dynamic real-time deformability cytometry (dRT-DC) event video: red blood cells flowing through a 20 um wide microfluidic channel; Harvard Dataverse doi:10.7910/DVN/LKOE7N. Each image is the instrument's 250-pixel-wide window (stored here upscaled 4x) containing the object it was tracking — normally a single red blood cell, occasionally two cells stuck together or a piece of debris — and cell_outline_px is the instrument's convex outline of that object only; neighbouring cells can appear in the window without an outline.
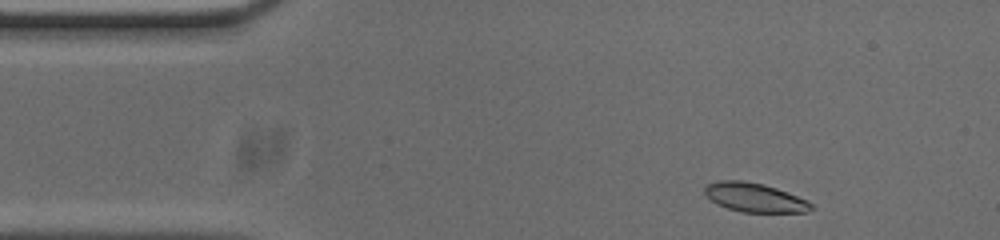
{"species": "common noctule bat (a hibernating species)", "species_latin": "Nyctalus noctula", "temperature_condition": "cold", "stored_images_in_passage": 49, "camera_frame_rate_fps": 3000, "um_per_image_px": 0.085, "animal": {"sex": "male", "body_mass_g": 20.0, "forearm_length_mm": 53.3}, "frame": {"image": 1, "passage_image": 2, "time_ms": 0.333, "image_size_px": [1000, 240], "cell_outline_px": [[812, 208], [804, 212], [740, 212], [716, 204], [704, 192], [704, 188], [708, 184], [720, 180], [744, 180], [764, 184], [776, 188], [808, 200], [812, 204]], "centroid_in_image_um": [64.13, 16.78], "position_along_channel_um": 20.9, "area_um2": 17.92}}
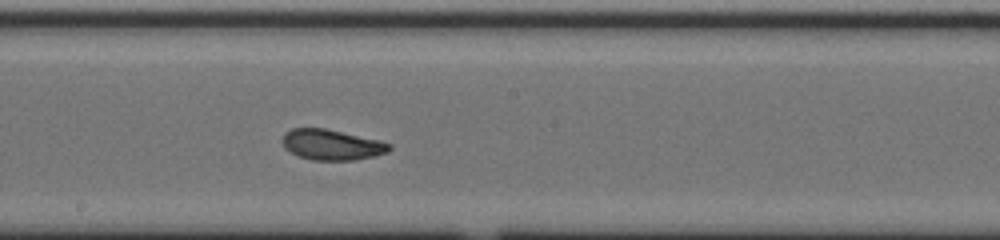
{"frame": {"image": 2, "passage_image": 23, "time_ms": 7.333, "image_size_px": [1000, 240], "cell_outline_px": [[392, 148], [388, 152], [356, 160], [312, 160], [296, 156], [284, 148], [284, 132], [292, 128], [324, 128], [376, 140], [392, 144]], "centroid_in_image_um": [28.17, 12.31], "position_along_channel_um": 220.0, "area_um2": 18.84}}
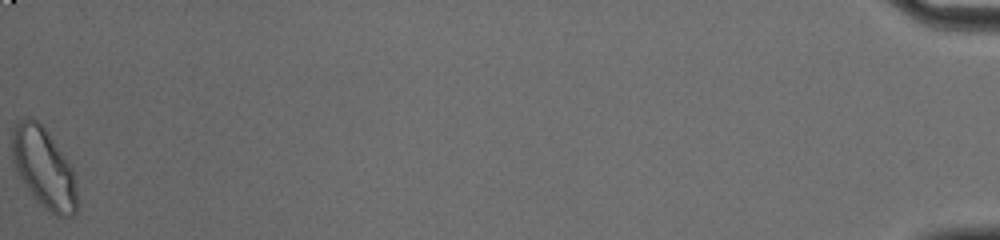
{"frame": {"image": 3, "passage_image": 49, "time_ms": 16.0, "image_size_px": [1000, 240], "cell_outline_px": [[76, 212], [72, 216], [56, 216], [48, 212], [32, 196], [16, 172], [12, 160], [12, 128], [20, 120], [28, 116], [36, 120], [48, 132], [72, 168], [76, 184]], "centroid_in_image_um": [3.7, 14.29], "position_along_channel_um": 431.5, "area_um2": 30.35}, "authors_computed_cell_mechanics": {"area_um2": 19.3052, "velocity_mm_per_s": 3.7378, "shape_relaxation_time_tau1_ms": 3.3304, "shape_relaxation_time_tau2_ms": 1.3681, "deformation_change_tau1": 0.1422, "deformation_change_tau2": 0.0767}}